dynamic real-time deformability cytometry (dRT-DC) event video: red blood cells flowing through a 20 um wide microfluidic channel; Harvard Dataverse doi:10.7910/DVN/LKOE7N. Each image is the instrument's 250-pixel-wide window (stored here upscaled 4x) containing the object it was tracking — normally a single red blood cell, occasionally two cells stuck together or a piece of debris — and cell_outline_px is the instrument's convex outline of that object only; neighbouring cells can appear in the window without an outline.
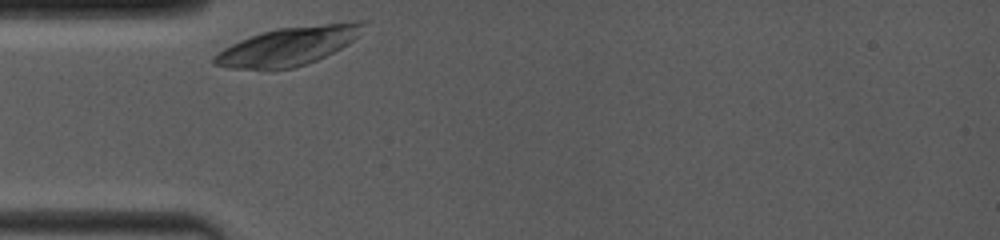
{"species": "common noctule bat (a hibernating species)", "species_latin": "Nyctalus noctula", "temperature_condition": "room temperature", "stored_images_in_passage": 11, "camera_frame_rate_fps": 4000, "um_per_image_px": 0.085, "animal": {"sex": "female", "body_mass_g": 19.0, "forearm_length_mm": 53.3}, "frame": {"image": 1, "passage_image": 1, "time_ms": 0.0, "image_size_px": [1000, 240], "cell_outline_px": [[364, 24], [356, 36], [348, 44], [316, 60], [292, 68], [228, 68], [212, 64], [212, 56], [224, 48], [240, 40], [260, 32], [276, 28], [352, 20], [360, 20]], "centroid_in_image_um": [24.48, 3.89], "position_along_channel_um": 60.5, "area_um2": 33.0}}
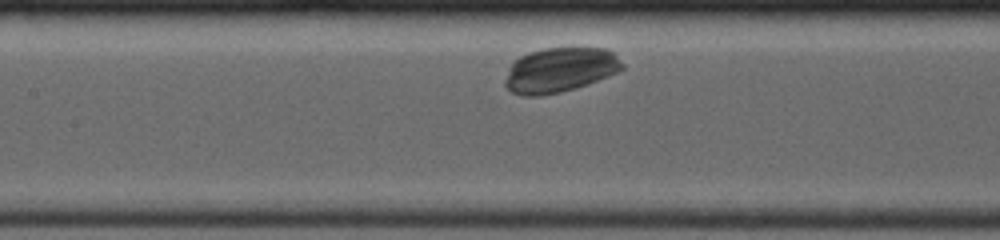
{"frame": {"image": 2, "passage_image": 7, "time_ms": 2.75, "image_size_px": [1000, 240], "cell_outline_px": [[624, 68], [608, 76], [576, 88], [560, 92], [540, 96], [524, 96], [512, 92], [504, 84], [504, 80], [508, 68], [520, 56], [528, 52], [544, 48], [608, 48], [624, 64]], "centroid_in_image_um": [47.57, 5.95], "position_along_channel_um": 159.8, "area_um2": 30.52}}
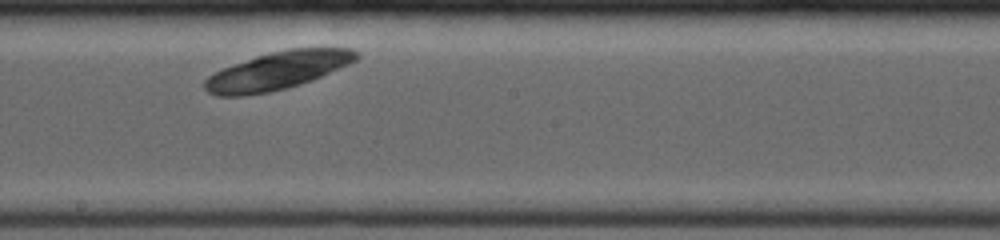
{"frame": {"image": 3, "passage_image": 10, "time_ms": 4.5, "image_size_px": [1000, 240], "cell_outline_px": [[360, 56], [356, 60], [348, 64], [312, 80], [288, 88], [268, 92], [244, 96], [216, 96], [208, 92], [204, 88], [204, 80], [208, 76], [224, 68], [256, 56], [288, 48], [352, 48], [360, 52]], "centroid_in_image_um": [23.61, 6.01], "position_along_channel_um": 224.6, "area_um2": 33.29}}